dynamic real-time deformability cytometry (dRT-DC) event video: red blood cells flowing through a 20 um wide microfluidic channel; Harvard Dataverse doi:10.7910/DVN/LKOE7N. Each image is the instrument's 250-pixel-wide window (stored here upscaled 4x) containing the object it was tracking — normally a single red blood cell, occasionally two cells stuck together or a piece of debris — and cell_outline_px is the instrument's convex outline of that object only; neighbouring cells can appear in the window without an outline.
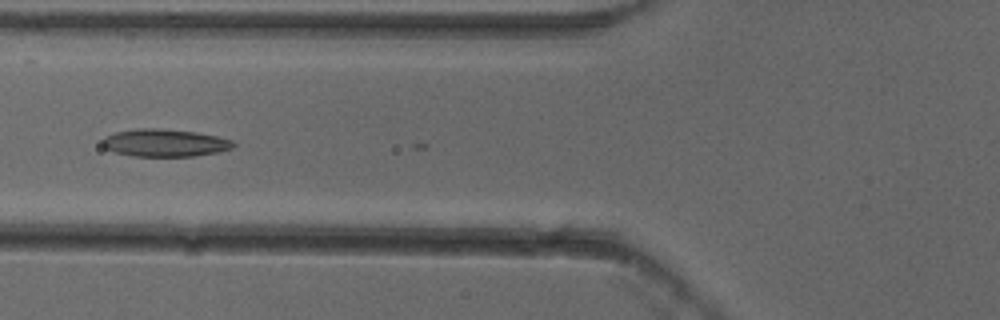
{"species": "common noctule bat (a hibernating species)", "species_latin": "Nyctalus noctula", "temperature_condition": "cold", "stored_images_in_passage": 5, "camera_frame_rate_fps": 3000, "um_per_image_px": 0.085, "animal": {"sex": "female"}, "frame": {"image": 1, "passage_image": 4, "time_ms": 1.0, "image_size_px": [1000, 320], "cell_outline_px": [[236, 144], [232, 148], [216, 152], [192, 156], [132, 156], [116, 152], [104, 148], [100, 144], [104, 136], [116, 132], [136, 128], [156, 128], [196, 132], [216, 136], [232, 140]], "centroid_in_image_um": [13.96, 12.14], "position_along_channel_um": 111.8, "area_um2": 20.98}}